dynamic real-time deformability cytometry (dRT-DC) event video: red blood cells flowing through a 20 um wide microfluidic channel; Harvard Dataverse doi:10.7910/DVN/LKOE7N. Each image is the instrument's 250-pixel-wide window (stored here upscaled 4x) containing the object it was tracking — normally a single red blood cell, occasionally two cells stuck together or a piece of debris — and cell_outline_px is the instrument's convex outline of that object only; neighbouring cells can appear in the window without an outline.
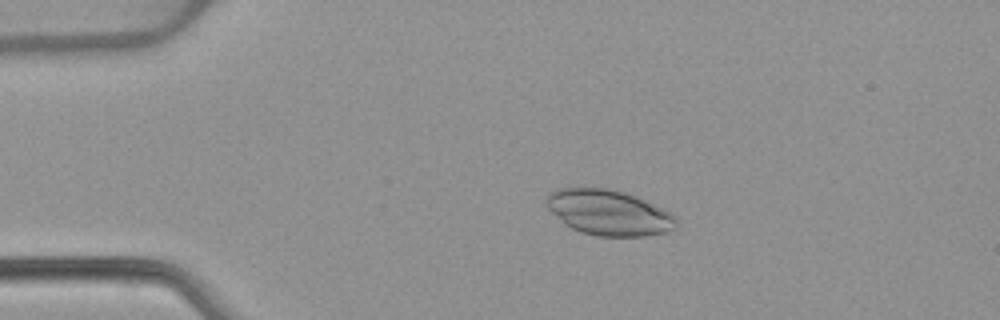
{"species": "common noctule bat (a hibernating species)", "species_latin": "Nyctalus noctula", "temperature_condition": "warm", "stored_images_in_passage": 52, "camera_frame_rate_fps": 3000, "um_per_image_px": 0.085, "animal": {"sex": "female", "body_mass_g": 22.7, "forearm_length_mm": 54.2}, "frame": {"image": 1, "passage_image": 11, "time_ms": 3.333, "image_size_px": [1000, 320], "cell_outline_px": [[676, 228], [664, 232], [644, 236], [596, 236], [580, 232], [564, 224], [544, 204], [544, 200], [548, 192], [560, 188], [608, 188], [624, 192], [644, 200], [676, 216]], "centroid_in_image_um": [51.68, 18.07], "position_along_channel_um": 33.3, "area_um2": 34.22}}
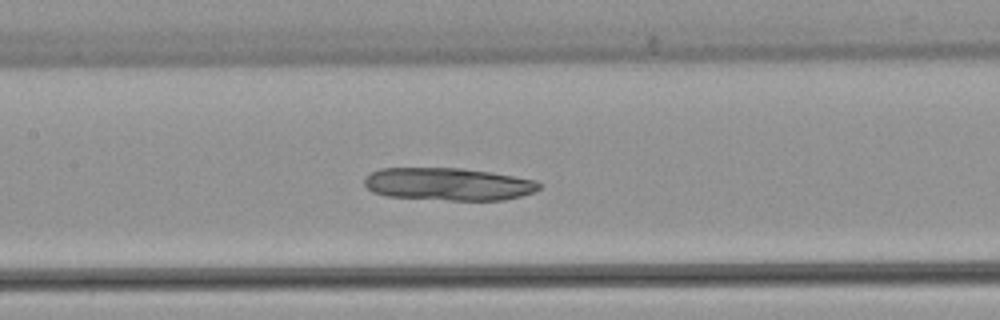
{"frame": {"image": 2, "passage_image": 25, "time_ms": 8.0, "image_size_px": [1000, 320], "cell_outline_px": [[544, 184], [540, 188], [532, 192], [520, 196], [504, 200], [452, 200], [388, 196], [372, 192], [364, 184], [364, 176], [380, 168], [460, 168], [492, 172], [536, 180]], "centroid_in_image_um": [38.11, 15.64], "position_along_channel_um": 169.3, "area_um2": 33.29}}
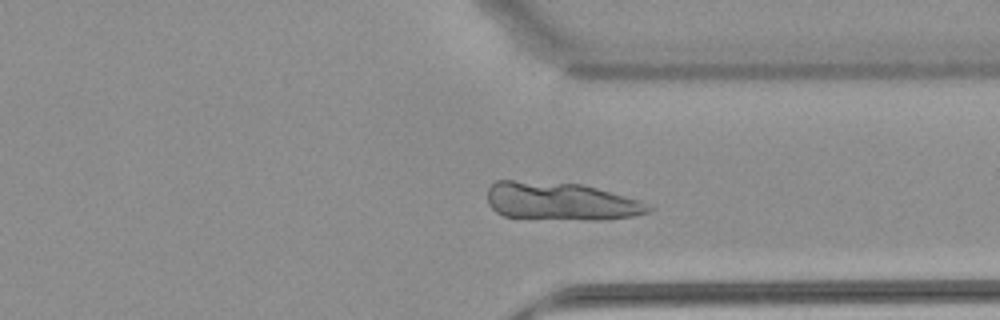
{"frame": {"image": 3, "passage_image": 40, "time_ms": 13.0, "image_size_px": [1000, 320], "cell_outline_px": [[656, 208], [648, 212], [632, 216], [604, 220], [584, 220], [504, 216], [496, 212], [488, 204], [488, 188], [496, 180], [512, 180], [580, 184], [596, 188], [640, 200], [652, 204]], "centroid_in_image_um": [47.7, 17.11], "position_along_channel_um": 363.7, "area_um2": 35.66}}